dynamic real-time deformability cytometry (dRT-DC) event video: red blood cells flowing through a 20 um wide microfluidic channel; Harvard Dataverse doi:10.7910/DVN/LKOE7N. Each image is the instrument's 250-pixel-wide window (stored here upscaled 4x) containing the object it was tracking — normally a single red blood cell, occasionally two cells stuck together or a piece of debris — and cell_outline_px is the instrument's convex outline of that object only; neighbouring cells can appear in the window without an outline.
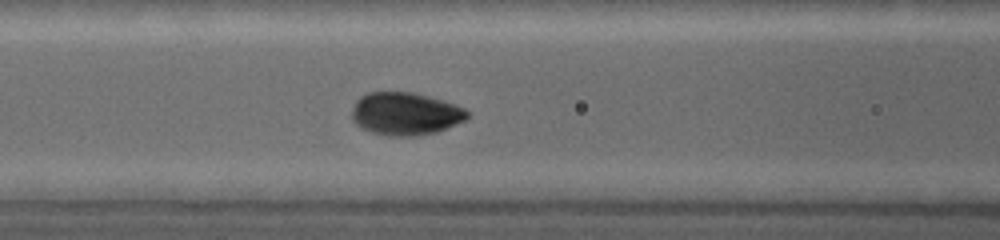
{"species": "common noctule bat (a hibernating species)", "species_latin": "Nyctalus noctula", "temperature_condition": "warm", "stored_images_in_passage": 7, "camera_frame_rate_fps": 5000, "um_per_image_px": 0.085, "animal": {"sex": "female", "body_mass_g": 19.0, "forearm_length_mm": 53.3}, "frame": {"image": 1, "passage_image": 6, "time_ms": 2.0, "image_size_px": [1000, 240], "cell_outline_px": [[468, 116], [464, 120], [436, 132], [416, 136], [388, 136], [372, 132], [356, 124], [352, 120], [352, 108], [356, 100], [360, 96], [368, 92], [412, 92], [444, 100], [464, 108], [468, 112]], "centroid_in_image_um": [34.43, 9.66], "position_along_channel_um": 132.2, "area_um2": 28.67}}